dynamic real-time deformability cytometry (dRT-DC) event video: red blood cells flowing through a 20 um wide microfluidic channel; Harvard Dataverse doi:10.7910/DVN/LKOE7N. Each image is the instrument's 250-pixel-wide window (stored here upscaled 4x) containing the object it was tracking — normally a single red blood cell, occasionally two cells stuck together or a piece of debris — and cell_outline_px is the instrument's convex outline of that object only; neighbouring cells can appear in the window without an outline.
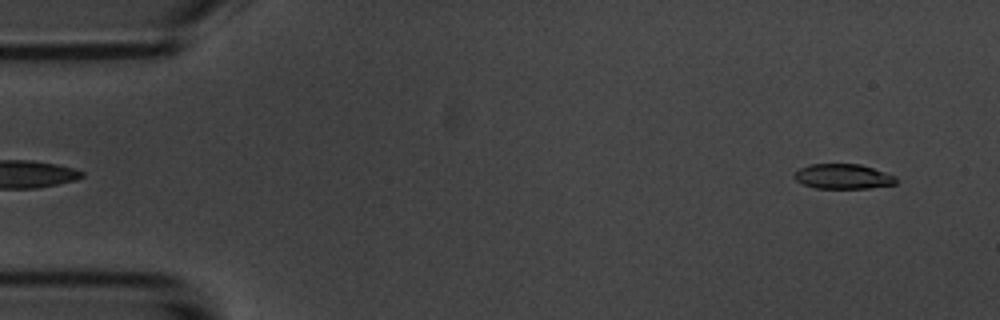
{"species": "common noctule bat (a hibernating species)", "species_latin": "Nyctalus noctula", "temperature_condition": "room temperature", "stored_images_in_passage": 6, "camera_frame_rate_fps": 3000, "um_per_image_px": 0.085, "animal": {"sex": "male", "body_mass_g": 20.1, "forearm_length_mm": 53.5}, "frame": {"image": 1, "passage_image": 6, "time_ms": 5.667, "image_size_px": [1000, 320], "cell_outline_px": [[900, 180], [896, 184], [868, 188], [816, 188], [804, 184], [796, 180], [792, 176], [800, 168], [808, 164], [860, 164], [896, 176]], "centroid_in_image_um": [71.68, 15.0], "position_along_channel_um": 13.3, "area_um2": 14.8}}